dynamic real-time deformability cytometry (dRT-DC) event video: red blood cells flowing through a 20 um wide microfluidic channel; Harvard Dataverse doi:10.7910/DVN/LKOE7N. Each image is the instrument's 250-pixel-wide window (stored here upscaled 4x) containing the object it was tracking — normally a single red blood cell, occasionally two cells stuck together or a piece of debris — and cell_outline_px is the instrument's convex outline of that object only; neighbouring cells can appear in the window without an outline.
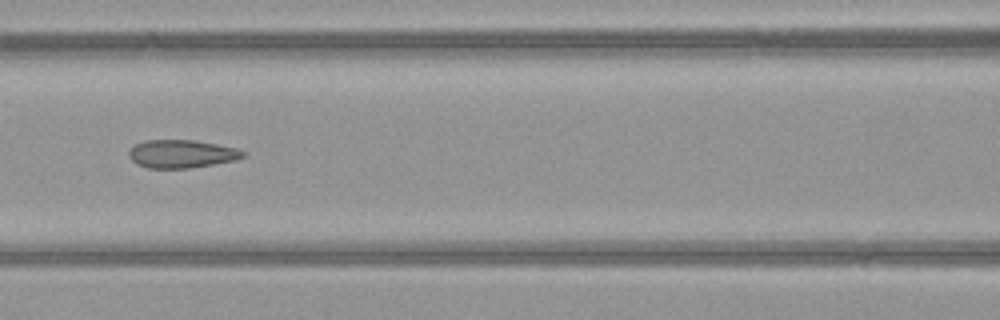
{"species": "common noctule bat (a hibernating species)", "species_latin": "Nyctalus noctula", "temperature_condition": "warm", "stored_images_in_passage": 45, "camera_frame_rate_fps": 3000, "um_per_image_px": 0.085, "animal": {"sex": "female", "body_mass_g": 21.9}, "frame": {"image": 1, "passage_image": 23, "time_ms": 7.333, "image_size_px": [1000, 320], "cell_outline_px": [[248, 152], [244, 156], [236, 160], [188, 168], [148, 168], [136, 164], [128, 156], [128, 152], [136, 144], [144, 140], [196, 140], [236, 148]], "centroid_in_image_um": [15.44, 13.07], "position_along_channel_um": 151.2, "area_um2": 18.67}}
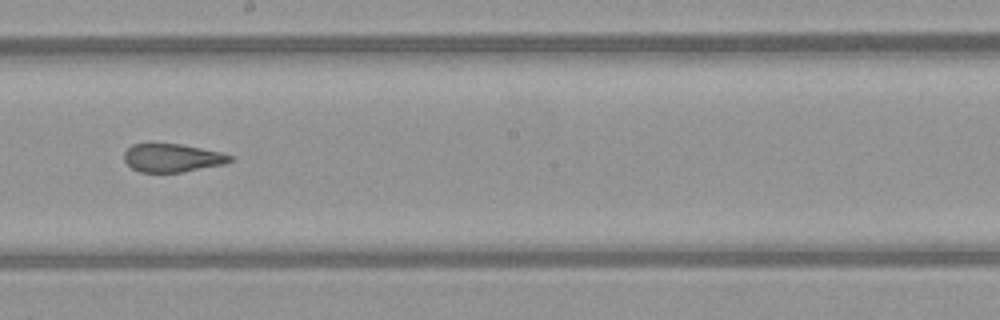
{"frame": {"image": 2, "passage_image": 29, "time_ms": 9.333, "image_size_px": [1000, 320], "cell_outline_px": [[232, 160], [224, 164], [180, 172], [140, 172], [132, 168], [124, 160], [124, 152], [132, 144], [180, 144], [220, 152], [232, 156]], "centroid_in_image_um": [14.62, 13.42], "position_along_channel_um": 233.6, "area_um2": 17.17}}
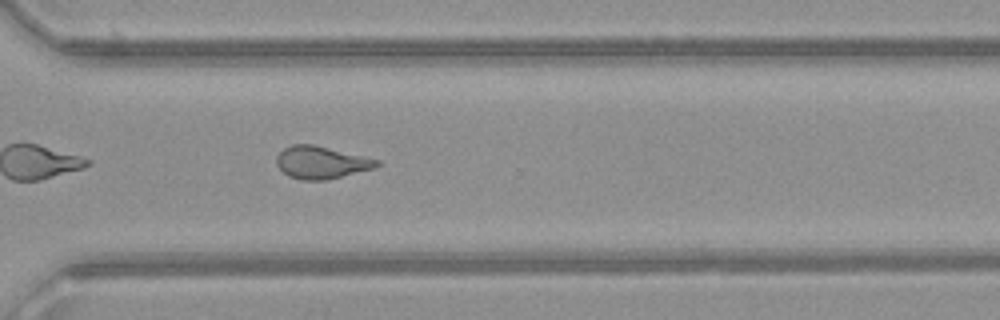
{"frame": {"image": 3, "passage_image": 37, "time_ms": 12.0, "image_size_px": [1000, 320], "cell_outline_px": [[380, 164], [376, 168], [328, 180], [300, 180], [288, 176], [276, 164], [276, 156], [284, 148], [292, 144], [312, 144], [380, 160]], "centroid_in_image_um": [27.31, 13.82], "position_along_channel_um": 343.3, "area_um2": 19.02}, "authors_computed_cell_mechanics": {"area_um2": 19.3052, "velocity_mm_per_s": 4.1339, "shape_relaxation_time_tau1_ms": null, "shape_relaxation_time_tau2_ms": 1.3283, "deformation_change_tau1": null, "deformation_change_tau2": 0.0828}}